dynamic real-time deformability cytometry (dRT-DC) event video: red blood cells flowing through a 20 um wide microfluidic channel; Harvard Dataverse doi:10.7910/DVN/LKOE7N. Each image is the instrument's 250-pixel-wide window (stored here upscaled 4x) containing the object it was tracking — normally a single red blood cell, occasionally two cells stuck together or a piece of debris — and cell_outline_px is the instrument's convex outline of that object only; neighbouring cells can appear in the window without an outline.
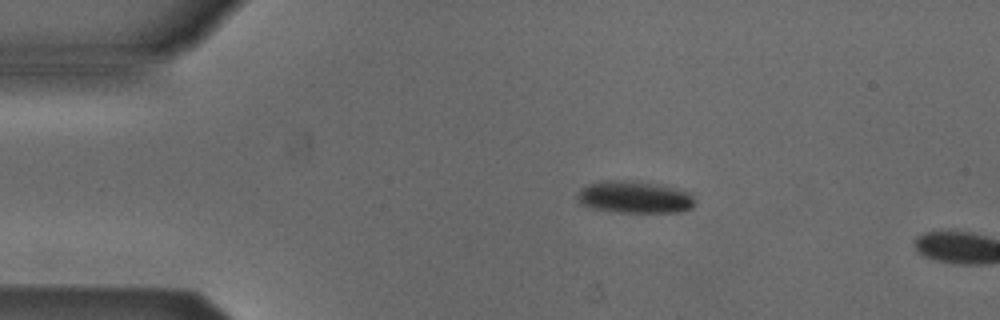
{"species": "Egyptian fruit bat (a non-hibernating species)", "species_latin": "Rousettus aegyptiacus", "temperature_condition": "cold", "stored_images_in_passage": 3, "camera_frame_rate_fps": 3000, "um_per_image_px": 0.085, "animal": {"sex": "male"}, "frame": {"image": 1, "passage_image": 1, "time_ms": 0.0, "image_size_px": [1000, 320], "cell_outline_px": [[692, 208], [680, 212], [620, 212], [592, 208], [580, 204], [576, 196], [580, 188], [588, 184], [600, 180], [632, 180], [660, 184], [676, 188], [688, 192], [692, 196]], "centroid_in_image_um": [53.88, 16.74], "position_along_channel_um": 31.1, "area_um2": 22.14}}